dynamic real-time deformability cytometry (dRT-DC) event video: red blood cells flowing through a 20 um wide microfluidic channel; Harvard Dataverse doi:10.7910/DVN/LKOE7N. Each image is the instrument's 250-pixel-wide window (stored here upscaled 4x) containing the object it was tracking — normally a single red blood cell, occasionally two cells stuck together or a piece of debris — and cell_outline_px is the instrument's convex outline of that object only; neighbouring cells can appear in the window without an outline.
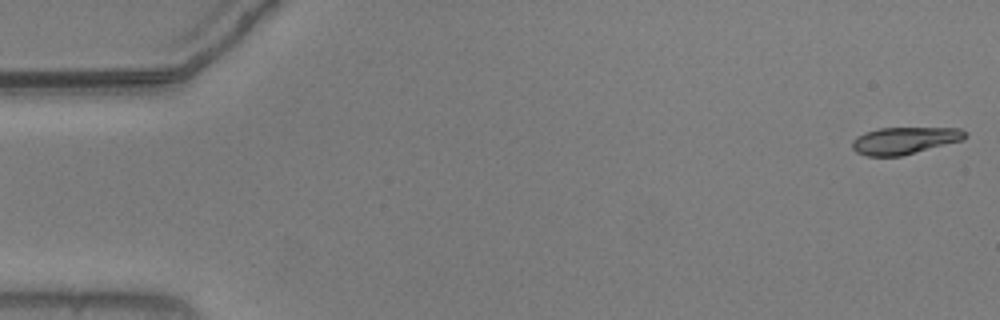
{"species": "common noctule bat (a hibernating species)", "species_latin": "Nyctalus noctula", "temperature_condition": "warm", "stored_images_in_passage": 51, "camera_frame_rate_fps": 3000, "um_per_image_px": 0.085, "animal": {"sex": "male", "body_mass_g": 20.5, "forearm_length_mm": 52.5}, "frame": {"image": 1, "passage_image": 1, "time_ms": 0.0, "image_size_px": [1000, 320], "cell_outline_px": [[968, 136], [964, 140], [900, 156], [868, 156], [856, 152], [852, 148], [852, 140], [856, 136], [864, 132], [880, 128], [960, 128], [968, 132]], "centroid_in_image_um": [76.9, 11.94], "position_along_channel_um": 8.1, "area_um2": 17.92}}
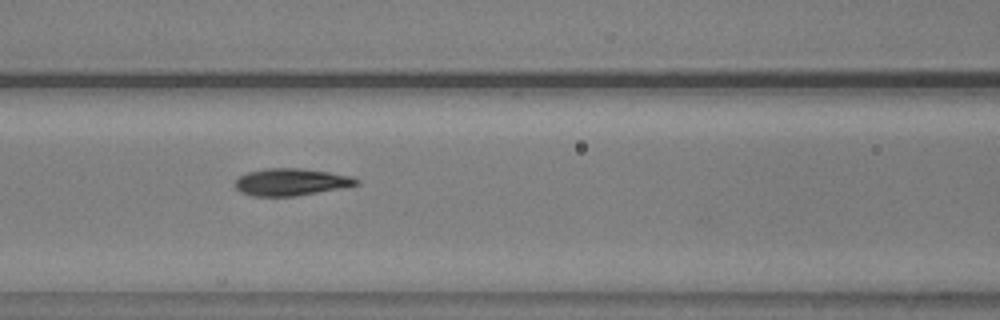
{"frame": {"image": 2, "passage_image": 23, "time_ms": 7.333, "image_size_px": [1000, 320], "cell_outline_px": [[360, 184], [340, 188], [296, 196], [252, 196], [240, 192], [236, 188], [236, 180], [240, 176], [248, 172], [264, 168], [300, 168], [328, 172], [352, 176], [360, 180]], "centroid_in_image_um": [24.75, 15.47], "position_along_channel_um": 141.9, "area_um2": 19.13}}
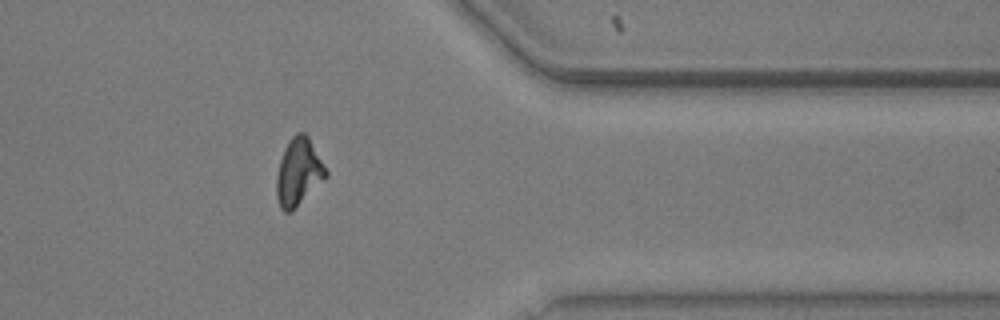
{"frame": {"image": 3, "passage_image": 44, "time_ms": 14.333, "image_size_px": [1000, 320], "cell_outline_px": [[328, 176], [292, 212], [284, 212], [280, 208], [276, 196], [276, 176], [280, 160], [284, 148], [288, 140], [296, 132], [304, 132], [308, 136], [328, 172]], "centroid_in_image_um": [25.36, 14.64], "position_along_channel_um": 386.0, "area_um2": 19.54}, "authors_computed_cell_mechanics": {"area_um2": 18.6116, "velocity_mm_per_s": 3.7001, "shape_relaxation_time_tau1_ms": 7.4648, "shape_relaxation_time_tau2_ms": 1.9521, "deformation_change_tau1": 0.2121, "deformation_change_tau2": 0.0942}}